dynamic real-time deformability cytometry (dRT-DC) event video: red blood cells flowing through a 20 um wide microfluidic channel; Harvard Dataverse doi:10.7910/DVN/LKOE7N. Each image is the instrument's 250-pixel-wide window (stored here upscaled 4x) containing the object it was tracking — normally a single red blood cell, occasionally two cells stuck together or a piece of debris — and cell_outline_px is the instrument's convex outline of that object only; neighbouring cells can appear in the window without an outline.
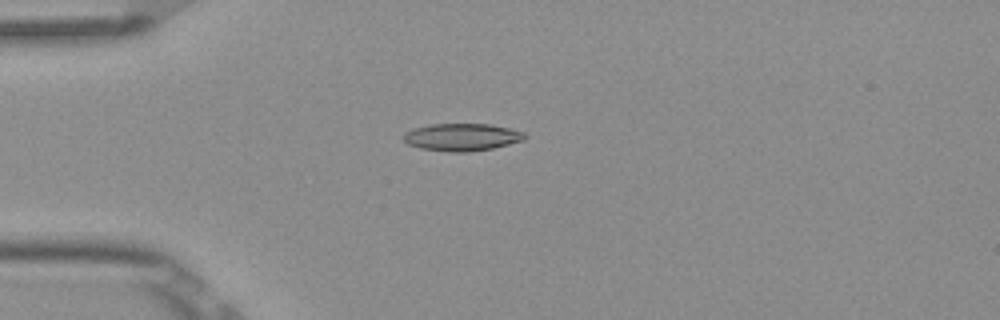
{"species": "Egyptian fruit bat (a non-hibernating species)", "species_latin": "Rousettus aegyptiacus", "temperature_condition": "room temperature", "stored_images_in_passage": 7, "camera_frame_rate_fps": 3000, "um_per_image_px": 0.085, "frame": {"image": 1, "passage_image": 4, "time_ms": 1.0, "image_size_px": [1000, 320], "cell_outline_px": [[528, 136], [524, 140], [492, 148], [468, 152], [452, 152], [420, 148], [408, 144], [404, 140], [404, 132], [412, 128], [432, 124], [488, 124], [508, 128], [524, 132]], "centroid_in_image_um": [39.25, 11.65], "position_along_channel_um": 45.7, "area_um2": 19.31}}
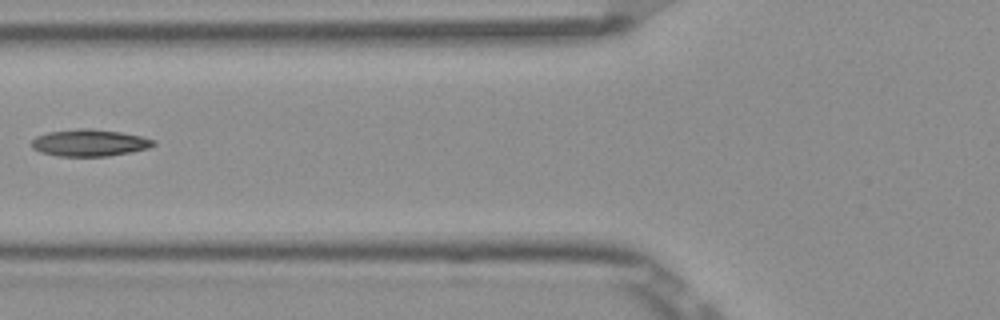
{"frame": {"image": 2, "passage_image": 6, "time_ms": 1.667, "image_size_px": [1000, 320], "cell_outline_px": [[156, 144], [148, 148], [132, 152], [108, 156], [60, 156], [40, 152], [32, 148], [32, 140], [36, 136], [48, 132], [76, 128], [92, 128], [120, 132], [140, 136], [156, 140]], "centroid_in_image_um": [7.61, 12.13], "position_along_channel_um": 118.2, "area_um2": 19.19}}
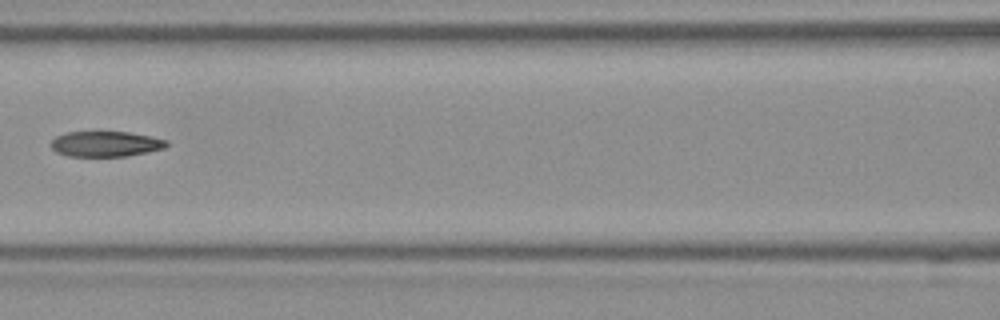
{"frame": {"image": 3, "passage_image": 7, "time_ms": 2.0, "image_size_px": [1000, 320], "cell_outline_px": [[168, 144], [164, 148], [148, 152], [128, 156], [68, 156], [56, 152], [48, 144], [56, 136], [68, 132], [128, 132], [152, 136], [168, 140]], "centroid_in_image_um": [8.98, 12.23], "position_along_channel_um": 157.6, "area_um2": 17.22}}